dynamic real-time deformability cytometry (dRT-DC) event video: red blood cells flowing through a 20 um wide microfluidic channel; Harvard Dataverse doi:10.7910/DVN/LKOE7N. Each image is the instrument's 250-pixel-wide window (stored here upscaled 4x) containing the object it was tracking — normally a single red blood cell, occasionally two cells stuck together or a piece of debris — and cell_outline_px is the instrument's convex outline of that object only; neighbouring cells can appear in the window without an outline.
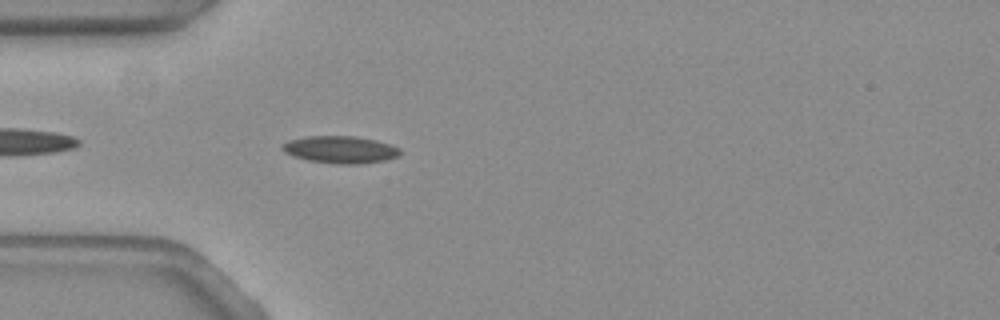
{"species": "common noctule bat (a hibernating species)", "species_latin": "Nyctalus noctula", "temperature_condition": "warm", "stored_images_in_passage": 43, "camera_frame_rate_fps": 3000, "um_per_image_px": 0.085, "animal": {"sex": "female", "body_mass_g": 19.3, "forearm_length_mm": 54.1}, "frame": {"image": 1, "passage_image": 4, "time_ms": 1.0, "image_size_px": [1000, 320], "cell_outline_px": [[400, 156], [384, 160], [360, 164], [336, 164], [308, 160], [292, 156], [284, 152], [280, 148], [288, 140], [304, 136], [356, 136], [376, 140], [392, 144], [400, 148]], "centroid_in_image_um": [28.93, 12.71], "position_along_channel_um": 56.1, "area_um2": 18.9}}
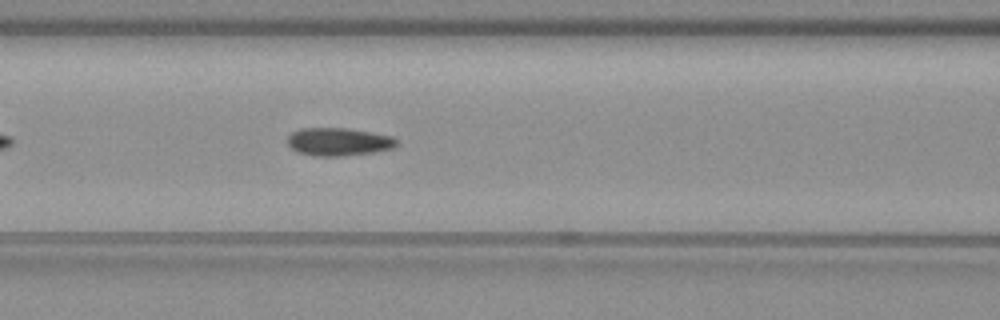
{"frame": {"image": 2, "passage_image": 11, "time_ms": 3.333, "image_size_px": [1000, 320], "cell_outline_px": [[396, 144], [392, 148], [376, 152], [340, 156], [312, 156], [296, 152], [288, 144], [288, 136], [292, 132], [300, 128], [344, 128], [392, 136], [396, 140]], "centroid_in_image_um": [28.73, 12.06], "position_along_channel_um": 137.9, "area_um2": 17.69}}
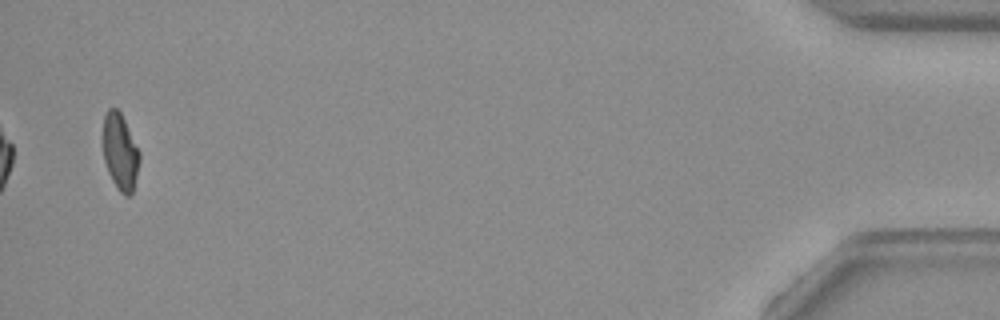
{"frame": {"image": 3, "passage_image": 42, "time_ms": 13.667, "image_size_px": [1000, 320], "cell_outline_px": [[140, 160], [132, 192], [128, 196], [124, 196], [120, 192], [112, 180], [108, 172], [104, 160], [104, 116], [108, 108], [116, 108], [120, 112], [140, 152]], "centroid_in_image_um": [10.22, 12.92], "position_along_channel_um": 425.0, "area_um2": 15.95}, "authors_computed_cell_mechanics": {"area_um2": 17.629, "velocity_mm_per_s": 3.6761, "shape_relaxation_time_tau1_ms": null, "shape_relaxation_time_tau2_ms": 2.237, "deformation_change_tau1": null, "deformation_change_tau2": 0.0724}}